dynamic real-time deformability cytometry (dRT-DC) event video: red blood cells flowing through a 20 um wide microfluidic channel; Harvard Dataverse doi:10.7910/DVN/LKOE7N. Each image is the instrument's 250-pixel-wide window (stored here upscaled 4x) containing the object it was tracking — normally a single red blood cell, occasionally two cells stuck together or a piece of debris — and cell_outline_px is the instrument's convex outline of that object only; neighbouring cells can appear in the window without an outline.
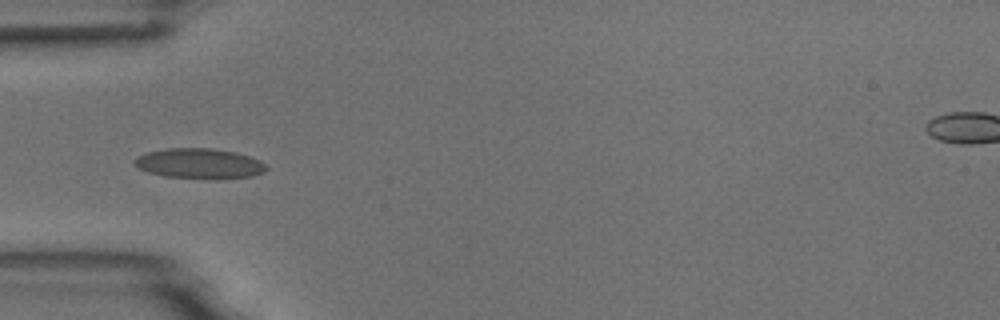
{"species": "common noctule bat (a hibernating species)", "species_latin": "Nyctalus noctula", "temperature_condition": "room temperature", "stored_images_in_passage": 6, "camera_frame_rate_fps": 3000, "um_per_image_px": 0.085, "animal": {"sex": "male", "body_mass_g": 18.8}, "frame": {"image": 1, "passage_image": 5, "time_ms": 4.667, "image_size_px": [1000, 320], "cell_outline_px": [[268, 168], [264, 172], [252, 176], [216, 180], [164, 176], [148, 172], [132, 164], [132, 160], [136, 156], [148, 152], [168, 148], [212, 148], [232, 152], [248, 156], [260, 160]], "centroid_in_image_um": [16.93, 13.91], "position_along_channel_um": 68.1, "area_um2": 23.41}}